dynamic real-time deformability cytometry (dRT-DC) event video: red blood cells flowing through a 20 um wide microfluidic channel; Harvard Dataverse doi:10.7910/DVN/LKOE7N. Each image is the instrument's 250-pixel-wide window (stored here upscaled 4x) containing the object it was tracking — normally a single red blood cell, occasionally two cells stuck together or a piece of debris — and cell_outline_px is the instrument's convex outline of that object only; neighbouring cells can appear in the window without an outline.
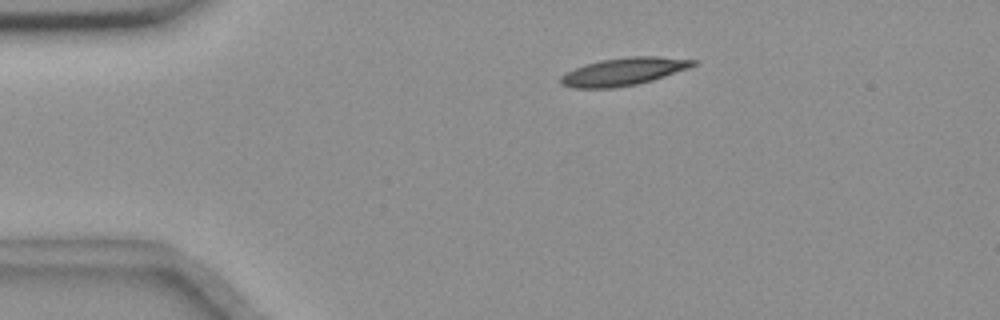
{"species": "common noctule bat (a hibernating species)", "species_latin": "Nyctalus noctula", "temperature_condition": "room temperature", "stored_images_in_passage": 46, "camera_frame_rate_fps": 3000, "um_per_image_px": 0.085, "animal": {"sex": "female", "body_mass_g": 18.4}, "frame": {"image": 1, "passage_image": 1, "time_ms": 0.0, "image_size_px": [1000, 320], "cell_outline_px": [[700, 60], [696, 64], [688, 68], [652, 80], [636, 84], [612, 88], [572, 88], [560, 84], [560, 76], [584, 64], [600, 60], [628, 56], [656, 56]], "centroid_in_image_um": [53.0, 6.07], "position_along_channel_um": 32.0, "area_um2": 21.33}}
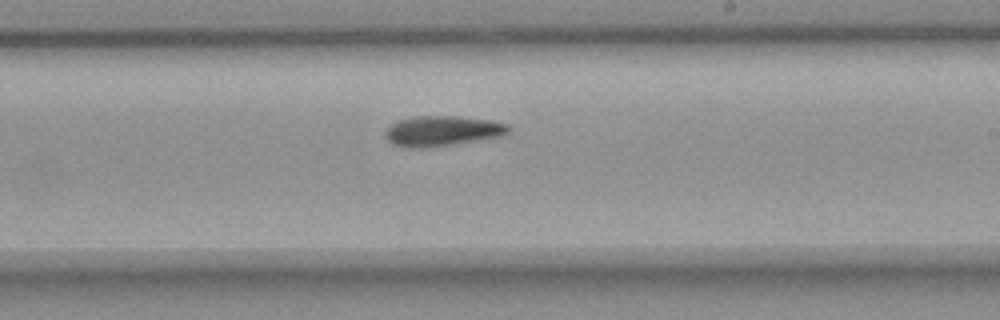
{"frame": {"image": 2, "passage_image": 23, "time_ms": 7.333, "image_size_px": [1000, 320], "cell_outline_px": [[512, 132], [504, 136], [456, 144], [420, 148], [404, 148], [392, 144], [384, 136], [384, 132], [396, 120], [416, 116], [456, 116], [492, 120], [508, 124], [512, 128]], "centroid_in_image_um": [37.63, 11.14], "position_along_channel_um": 251.4, "area_um2": 22.2}}
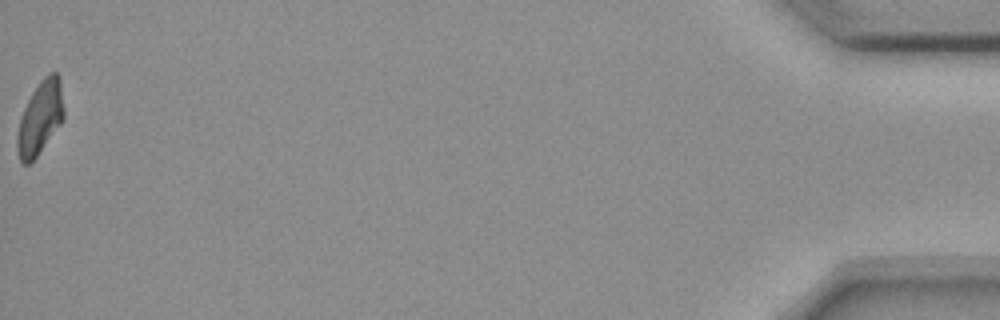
{"frame": {"image": 3, "passage_image": 46, "time_ms": 15.0, "image_size_px": [1000, 320], "cell_outline_px": [[64, 116], [60, 124], [36, 156], [28, 164], [24, 164], [20, 160], [16, 148], [16, 140], [20, 120], [24, 108], [32, 92], [40, 80], [48, 72], [56, 72], [60, 76], [64, 108]], "centroid_in_image_um": [3.42, 9.96], "position_along_channel_um": 431.8, "area_um2": 19.71}, "authors_computed_cell_mechanics": {"area_um2": 21.1259, "velocity_mm_per_s": 3.6496, "shape_relaxation_time_tau1_ms": 6.9074, "shape_relaxation_time_tau2_ms": null, "deformation_change_tau1": 0.1742, "deformation_change_tau2": null}}